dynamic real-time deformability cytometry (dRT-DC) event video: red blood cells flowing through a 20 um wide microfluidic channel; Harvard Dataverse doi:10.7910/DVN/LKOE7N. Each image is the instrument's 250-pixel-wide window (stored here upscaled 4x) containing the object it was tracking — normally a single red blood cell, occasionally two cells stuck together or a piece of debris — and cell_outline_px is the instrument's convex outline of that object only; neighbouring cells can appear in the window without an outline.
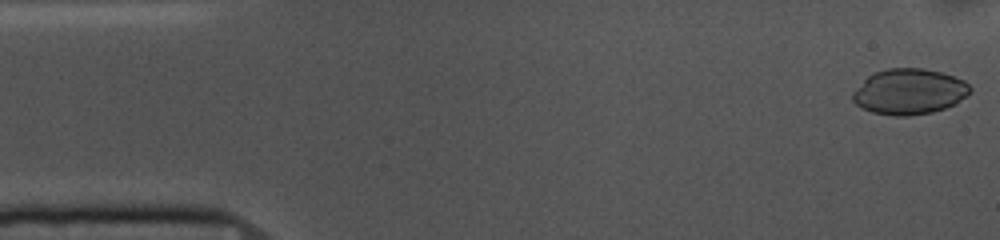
{"species": "common noctule bat (a hibernating species)", "species_latin": "Nyctalus noctula", "temperature_condition": "cold", "stored_images_in_passage": 13, "camera_frame_rate_fps": 3000, "um_per_image_px": 0.085, "animal": {"sex": "female", "body_mass_g": 10.0, "forearm_length_mm": 53.1}, "frame": {"image": 1, "passage_image": 1, "time_ms": 0.0, "image_size_px": [1000, 240], "cell_outline_px": [[972, 88], [956, 104], [932, 112], [908, 116], [892, 116], [872, 112], [856, 104], [852, 100], [852, 92], [868, 76], [876, 72], [888, 68], [924, 68], [940, 72], [964, 80]], "centroid_in_image_um": [77.27, 7.79], "position_along_channel_um": 7.7, "area_um2": 31.04}}